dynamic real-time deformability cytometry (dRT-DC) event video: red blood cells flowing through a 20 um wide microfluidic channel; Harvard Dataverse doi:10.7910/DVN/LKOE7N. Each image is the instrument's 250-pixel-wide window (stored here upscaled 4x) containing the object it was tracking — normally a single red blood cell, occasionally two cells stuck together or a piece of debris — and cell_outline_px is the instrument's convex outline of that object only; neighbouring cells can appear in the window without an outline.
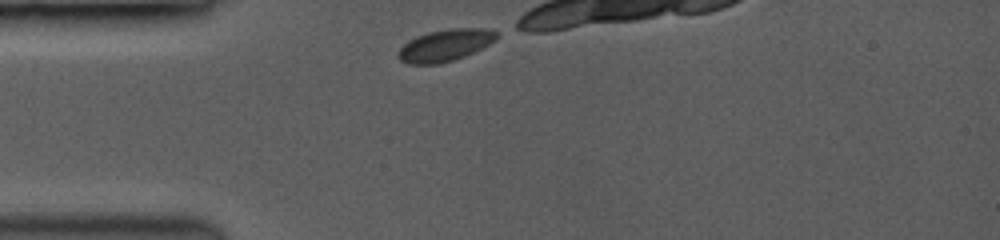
{"species": "common noctule bat (a hibernating species)", "species_latin": "Nyctalus noctula", "temperature_condition": "room temperature", "stored_images_in_passage": 9, "camera_frame_rate_fps": 3500, "um_per_image_px": 0.085, "animal": {"sex": "female", "body_mass_g": 19.0, "forearm_length_mm": 53.3}, "frame": {"image": 1, "passage_image": 1, "time_ms": 0.0, "image_size_px": [1000, 240], "cell_outline_px": [[500, 36], [488, 44], [472, 52], [452, 60], [436, 64], [408, 64], [400, 60], [400, 48], [408, 40], [416, 36], [428, 32], [448, 28], [488, 28], [500, 32]], "centroid_in_image_um": [37.86, 3.82], "position_along_channel_um": 47.1, "area_um2": 18.09}}
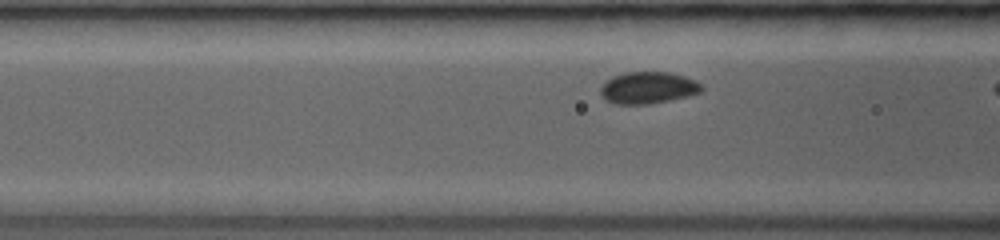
{"frame": {"image": 2, "passage_image": 8, "time_ms": 2.0, "image_size_px": [1000, 240], "cell_outline_px": [[704, 88], [700, 92], [668, 100], [644, 104], [620, 104], [608, 100], [600, 92], [600, 88], [612, 76], [624, 72], [668, 72], [684, 76], [696, 80]], "centroid_in_image_um": [55.09, 7.43], "position_along_channel_um": 111.5, "area_um2": 18.32}}